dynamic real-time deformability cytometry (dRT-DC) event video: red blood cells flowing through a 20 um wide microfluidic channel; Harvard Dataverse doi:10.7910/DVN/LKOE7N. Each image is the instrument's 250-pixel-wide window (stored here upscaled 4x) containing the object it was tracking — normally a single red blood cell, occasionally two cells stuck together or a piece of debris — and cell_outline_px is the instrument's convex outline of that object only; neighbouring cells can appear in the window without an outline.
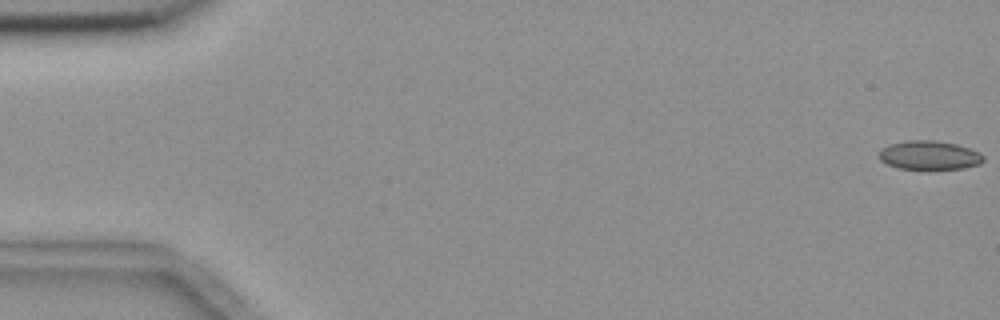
{"species": "common noctule bat (a hibernating species)", "species_latin": "Nyctalus noctula", "temperature_condition": "room temperature", "stored_images_in_passage": 56, "camera_frame_rate_fps": 3000, "um_per_image_px": 0.085, "animal": {"sex": "female", "body_mass_g": 18.4}, "frame": {"image": 1, "passage_image": 1, "time_ms": 0.0, "image_size_px": [1000, 320], "cell_outline_px": [[984, 160], [980, 164], [964, 168], [928, 172], [924, 172], [896, 168], [880, 160], [880, 148], [888, 144], [904, 140], [932, 140], [956, 144], [980, 152], [984, 156]], "centroid_in_image_um": [78.97, 13.24], "position_along_channel_um": 6.0, "area_um2": 18.5}}
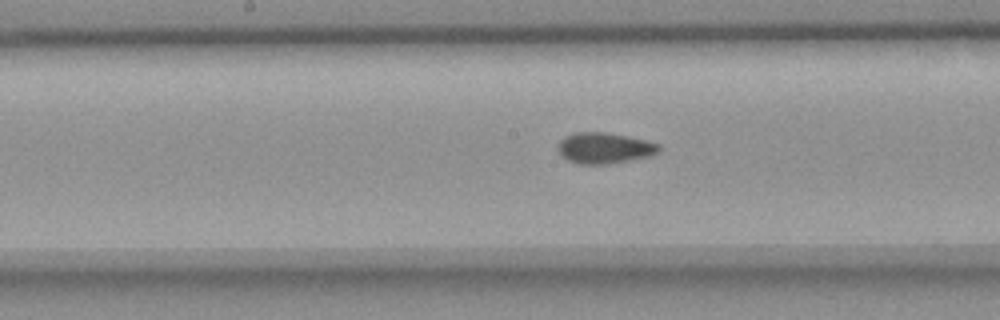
{"frame": {"image": 2, "passage_image": 29, "time_ms": 9.333, "image_size_px": [1000, 320], "cell_outline_px": [[660, 148], [652, 156], [604, 164], [580, 164], [568, 160], [560, 156], [556, 148], [560, 140], [564, 136], [572, 132], [604, 132], [628, 136], [660, 144]], "centroid_in_image_um": [51.31, 12.57], "position_along_channel_um": 196.9, "area_um2": 18.26}}
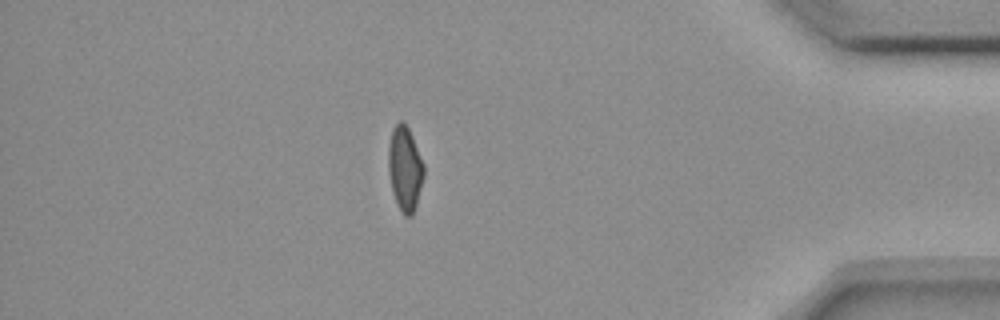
{"frame": {"image": 3, "passage_image": 49, "time_ms": 16.0, "image_size_px": [1000, 320], "cell_outline_px": [[424, 176], [416, 204], [412, 216], [404, 216], [392, 192], [388, 172], [388, 144], [392, 128], [400, 120], [404, 120], [412, 136], [424, 164]], "centroid_in_image_um": [34.4, 14.29], "position_along_channel_um": 400.8, "area_um2": 17.51}, "authors_computed_cell_mechanics": {"area_um2": 17.8313, "velocity_mm_per_s": 3.6577, "shape_relaxation_time_tau1_ms": null, "shape_relaxation_time_tau2_ms": 2.6233, "deformation_change_tau1": null, "deformation_change_tau2": 0.0793}}